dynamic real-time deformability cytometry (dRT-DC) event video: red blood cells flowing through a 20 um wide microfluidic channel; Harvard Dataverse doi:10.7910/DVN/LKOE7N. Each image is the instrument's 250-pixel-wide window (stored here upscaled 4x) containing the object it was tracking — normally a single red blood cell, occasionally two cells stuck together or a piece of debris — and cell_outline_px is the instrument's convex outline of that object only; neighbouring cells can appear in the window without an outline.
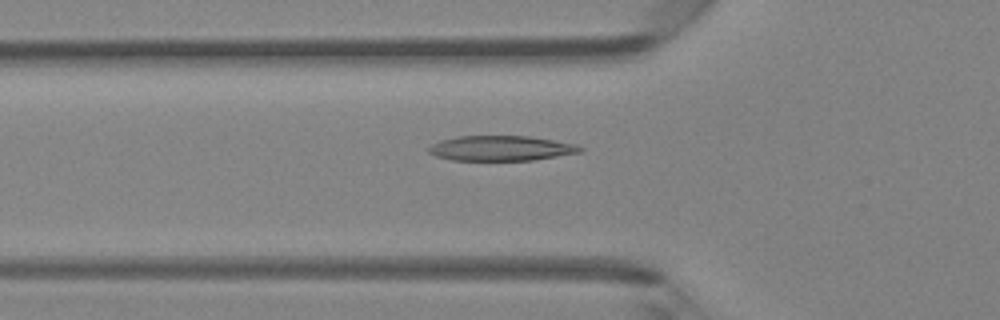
{"species": "Egyptian fruit bat (a non-hibernating species)", "species_latin": "Rousettus aegyptiacus", "temperature_condition": "room temperature", "stored_images_in_passage": 47, "camera_frame_rate_fps": 3000, "um_per_image_px": 0.085, "animal": {"sex": "female"}, "frame": {"image": 1, "passage_image": 16, "time_ms": 5.0, "image_size_px": [1000, 320], "cell_outline_px": [[584, 148], [580, 152], [532, 160], [452, 160], [436, 156], [428, 152], [428, 148], [432, 144], [440, 140], [456, 136], [528, 136], [576, 144]], "centroid_in_image_um": [42.55, 12.6], "position_along_channel_um": 83.3, "area_um2": 21.96}}
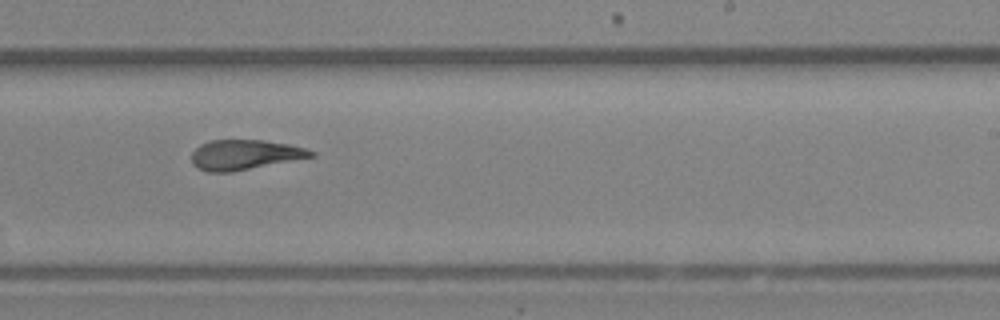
{"frame": {"image": 2, "passage_image": 29, "time_ms": 9.333, "image_size_px": [1000, 320], "cell_outline_px": [[316, 156], [232, 172], [208, 172], [196, 168], [192, 164], [192, 152], [200, 144], [212, 140], [264, 140], [288, 144], [304, 148], [316, 152]], "centroid_in_image_um": [20.79, 13.16], "position_along_channel_um": 268.2, "area_um2": 20.92}}
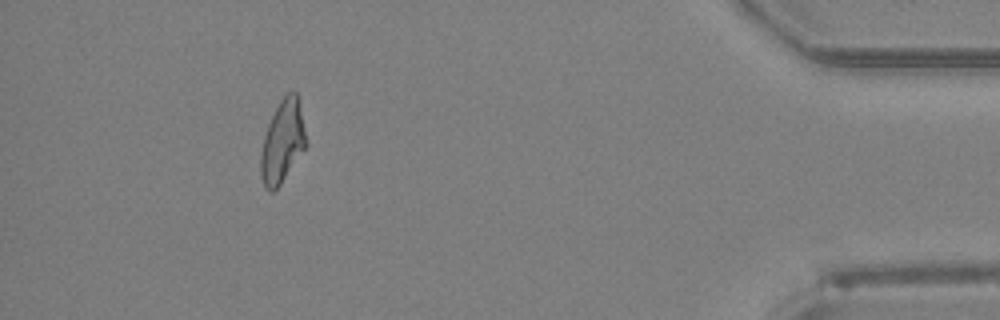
{"frame": {"image": 3, "passage_image": 43, "time_ms": 14.0, "image_size_px": [1000, 320], "cell_outline_px": [[308, 144], [280, 184], [272, 192], [268, 192], [264, 188], [260, 176], [260, 156], [264, 136], [268, 124], [280, 100], [288, 92], [296, 92], [300, 100]], "centroid_in_image_um": [24.02, 12.04], "position_along_channel_um": 411.2, "area_um2": 21.96}}